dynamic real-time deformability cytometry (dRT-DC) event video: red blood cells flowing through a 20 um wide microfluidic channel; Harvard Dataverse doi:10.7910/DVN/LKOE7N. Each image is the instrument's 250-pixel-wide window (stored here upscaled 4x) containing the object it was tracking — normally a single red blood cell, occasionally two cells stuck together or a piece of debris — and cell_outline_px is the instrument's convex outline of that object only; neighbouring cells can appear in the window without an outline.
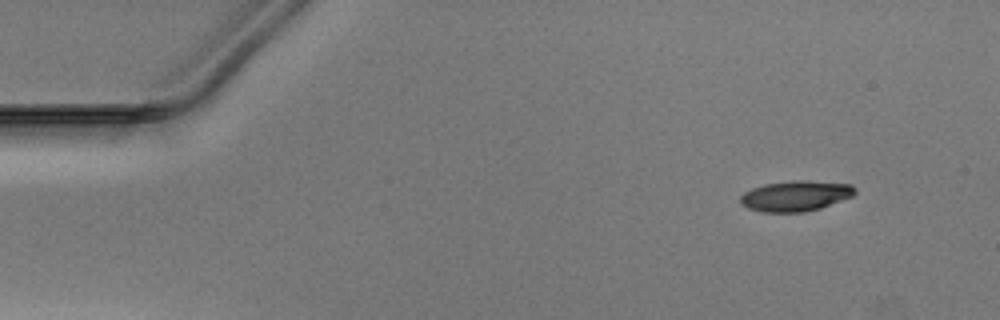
{"species": "Egyptian fruit bat (a non-hibernating species)", "species_latin": "Rousettus aegyptiacus", "temperature_condition": "warm", "stored_images_in_passage": 47, "camera_frame_rate_fps": 3000, "um_per_image_px": 0.085, "animal": {"sex": "male"}, "frame": {"image": 1, "passage_image": 1, "time_ms": 0.0, "image_size_px": [1000, 320], "cell_outline_px": [[856, 192], [852, 196], [820, 208], [804, 212], [764, 212], [748, 208], [740, 204], [740, 196], [744, 192], [752, 188], [764, 184], [796, 180], [800, 180], [852, 184], [856, 188]], "centroid_in_image_um": [67.61, 16.65], "position_along_channel_um": 17.4, "area_um2": 20.29}}
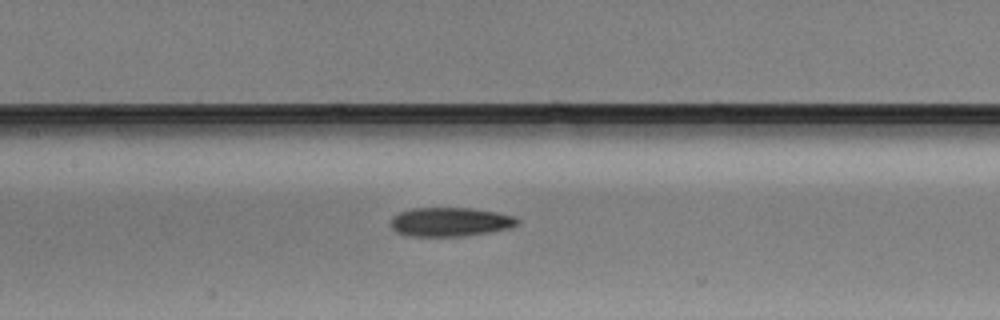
{"frame": {"image": 2, "passage_image": 20, "time_ms": 6.333, "image_size_px": [1000, 320], "cell_outline_px": [[520, 224], [512, 228], [464, 236], [408, 236], [396, 232], [388, 224], [392, 216], [400, 212], [416, 208], [472, 208], [496, 212], [516, 216], [520, 220]], "centroid_in_image_um": [38.28, 18.86], "position_along_channel_um": 169.1, "area_um2": 21.68}}
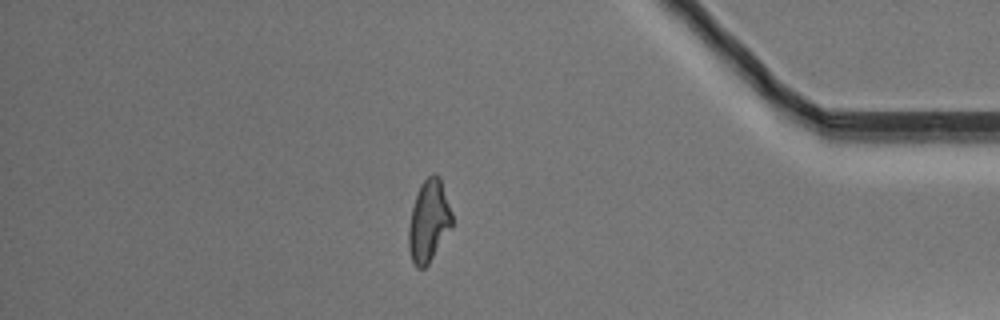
{"frame": {"image": 3, "passage_image": 40, "time_ms": 13.0, "image_size_px": [1000, 320], "cell_outline_px": [[452, 228], [428, 264], [424, 268], [416, 268], [412, 260], [408, 248], [408, 228], [412, 208], [420, 184], [432, 172], [436, 172], [440, 176], [452, 212]], "centroid_in_image_um": [36.45, 18.77], "position_along_channel_um": 398.7, "area_um2": 20.92}}